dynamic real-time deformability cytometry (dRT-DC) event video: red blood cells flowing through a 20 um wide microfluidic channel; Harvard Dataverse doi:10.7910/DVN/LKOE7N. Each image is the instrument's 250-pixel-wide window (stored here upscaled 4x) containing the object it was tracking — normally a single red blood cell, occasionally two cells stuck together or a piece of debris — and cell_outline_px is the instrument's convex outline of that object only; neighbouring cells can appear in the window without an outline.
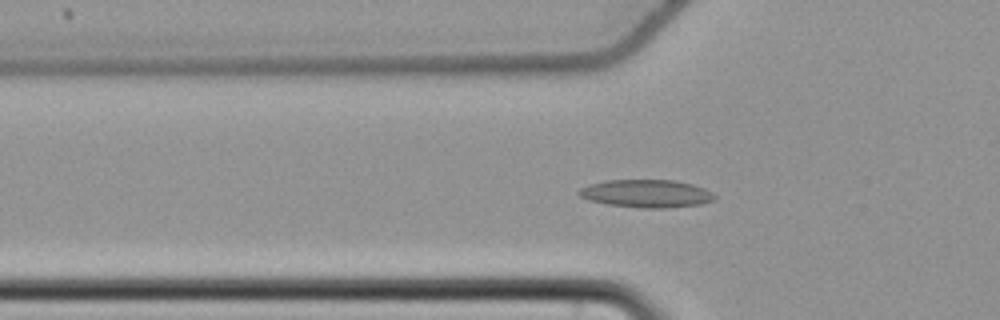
{"species": "common noctule bat (a hibernating species)", "species_latin": "Nyctalus noctula", "temperature_condition": "cold", "stored_images_in_passage": 40, "camera_frame_rate_fps": 3000, "um_per_image_px": 0.085, "animal": {"sex": "female", "body_mass_g": 22.7, "forearm_length_mm": 54.2}, "frame": {"image": 1, "passage_image": 14, "time_ms": 4.333, "image_size_px": [1000, 320], "cell_outline_px": [[716, 200], [700, 204], [668, 208], [640, 208], [608, 204], [588, 200], [580, 196], [576, 192], [580, 188], [588, 184], [608, 180], [676, 180], [692, 184], [704, 188], [712, 192], [716, 196]], "centroid_in_image_um": [54.95, 16.45], "position_along_channel_um": 70.8, "area_um2": 22.2}}
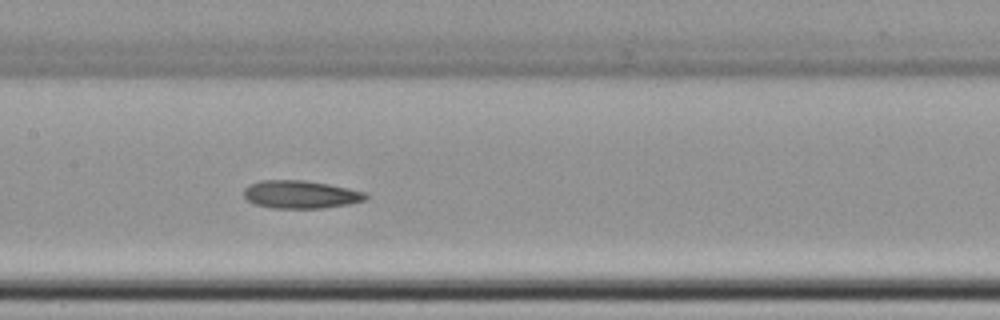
{"frame": {"image": 2, "passage_image": 23, "time_ms": 7.333, "image_size_px": [1000, 320], "cell_outline_px": [[368, 196], [364, 200], [348, 204], [324, 208], [272, 208], [256, 204], [248, 200], [244, 196], [244, 188], [260, 180], [304, 180], [328, 184], [348, 188], [364, 192]], "centroid_in_image_um": [25.54, 16.53], "position_along_channel_um": 181.9, "area_um2": 19.65}}
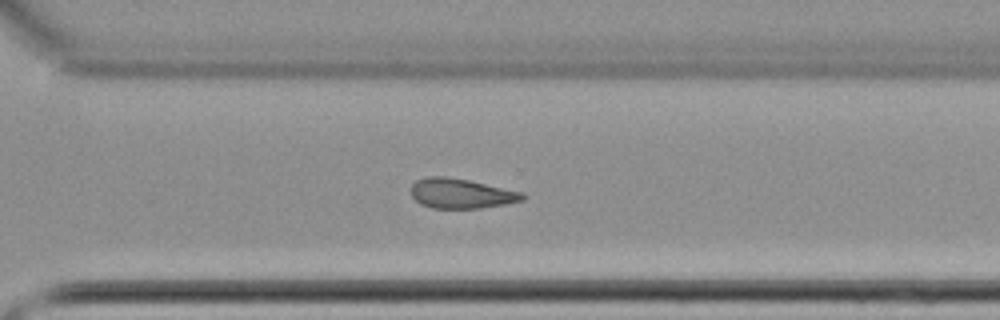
{"frame": {"image": 3, "passage_image": 35, "time_ms": 11.333, "image_size_px": [1000, 320], "cell_outline_px": [[528, 196], [524, 200], [504, 204], [480, 208], [432, 208], [420, 204], [412, 196], [412, 184], [416, 180], [424, 176], [444, 176], [468, 180], [524, 192]], "centroid_in_image_um": [39.21, 16.44], "position_along_channel_um": 331.4, "area_um2": 19.48}, "authors_computed_cell_mechanics": {"area_um2": 20.2011, "velocity_mm_per_s": 3.7342, "shape_relaxation_time_tau1_ms": 9.2543, "shape_relaxation_time_tau2_ms": null, "deformation_change_tau1": 0.1481, "deformation_change_tau2": null}}